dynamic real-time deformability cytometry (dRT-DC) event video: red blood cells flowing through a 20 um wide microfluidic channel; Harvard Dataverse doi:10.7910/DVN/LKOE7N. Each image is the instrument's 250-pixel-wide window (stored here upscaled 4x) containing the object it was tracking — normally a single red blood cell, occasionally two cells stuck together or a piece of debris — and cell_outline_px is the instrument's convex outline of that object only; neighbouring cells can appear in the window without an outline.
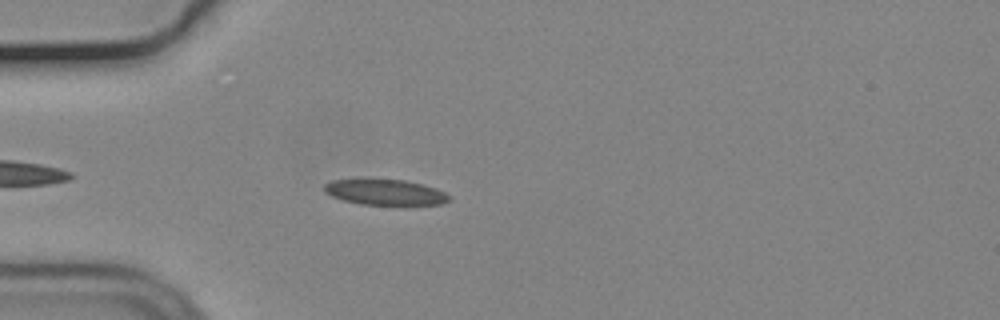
{"species": "common noctule bat (a hibernating species)", "species_latin": "Nyctalus noctula", "temperature_condition": "cold", "stored_images_in_passage": 46, "camera_frame_rate_fps": 3000, "um_per_image_px": 0.085, "animal": {"sex": "male", "body_mass_g": 19.2, "forearm_length_mm": 51.8}, "frame": {"image": 1, "passage_image": 6, "time_ms": 1.667, "image_size_px": [1000, 320], "cell_outline_px": [[452, 200], [440, 204], [360, 204], [344, 200], [332, 196], [324, 192], [324, 184], [332, 180], [404, 180], [436, 188], [452, 196]], "centroid_in_image_um": [32.76, 16.34], "position_along_channel_um": 52.2, "area_um2": 18.26}}
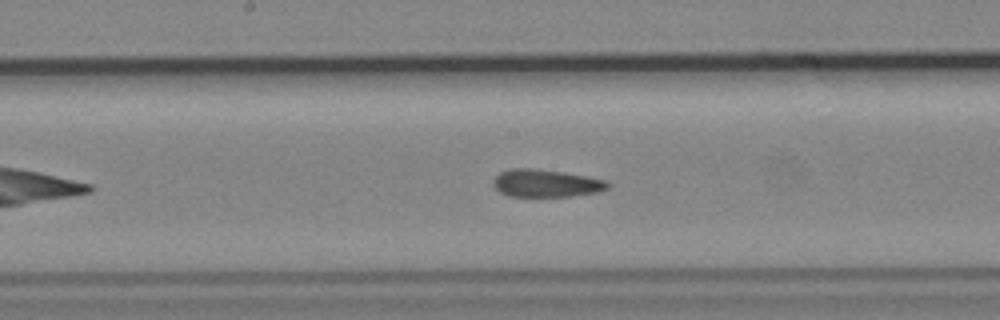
{"frame": {"image": 2, "passage_image": 19, "time_ms": 6.0, "image_size_px": [1000, 320], "cell_outline_px": [[612, 184], [608, 188], [600, 192], [572, 196], [508, 196], [500, 192], [492, 184], [492, 180], [500, 172], [512, 168], [532, 168], [564, 172], [608, 180]], "centroid_in_image_um": [46.44, 15.57], "position_along_channel_um": 201.8, "area_um2": 18.61}}
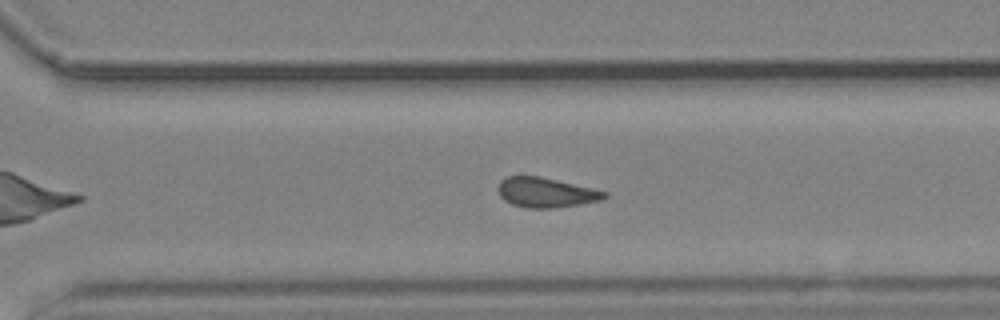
{"frame": {"image": 3, "passage_image": 29, "time_ms": 9.333, "image_size_px": [1000, 320], "cell_outline_px": [[608, 196], [604, 200], [580, 204], [552, 208], [528, 208], [512, 204], [504, 200], [500, 196], [496, 188], [500, 180], [504, 176], [540, 176], [592, 188], [608, 192]], "centroid_in_image_um": [46.39, 16.36], "position_along_channel_um": 324.2, "area_um2": 18.67}, "authors_computed_cell_mechanics": {"area_um2": 18.6983, "velocity_mm_per_s": 3.694, "shape_relaxation_time_tau1_ms": null, "shape_relaxation_time_tau2_ms": 2.7764, "deformation_change_tau1": null, "deformation_change_tau2": 0.1112}}